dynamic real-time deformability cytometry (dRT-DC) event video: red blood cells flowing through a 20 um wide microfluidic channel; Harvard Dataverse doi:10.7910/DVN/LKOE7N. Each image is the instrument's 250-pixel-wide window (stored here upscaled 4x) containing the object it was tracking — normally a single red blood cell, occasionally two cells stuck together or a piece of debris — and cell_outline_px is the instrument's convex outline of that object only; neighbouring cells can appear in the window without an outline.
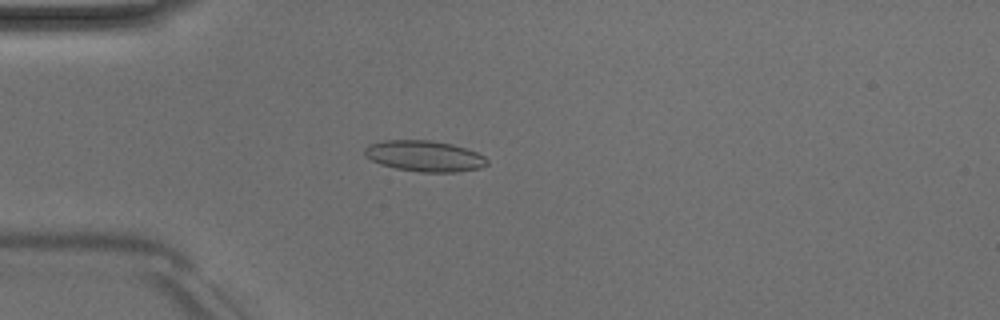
{"species": "Egyptian fruit bat (a non-hibernating species)", "species_latin": "Rousettus aegyptiacus", "temperature_condition": "room temperature", "stored_images_in_passage": 49, "camera_frame_rate_fps": 3000, "um_per_image_px": 0.085, "animal": {"sex": "male"}, "frame": {"image": 1, "passage_image": 13, "time_ms": 4.0, "image_size_px": [1000, 320], "cell_outline_px": [[488, 164], [480, 168], [456, 172], [420, 172], [396, 168], [380, 164], [364, 156], [364, 148], [368, 144], [384, 140], [428, 140], [452, 144], [476, 152], [484, 156], [488, 160]], "centroid_in_image_um": [36.06, 13.26], "position_along_channel_um": 48.9, "area_um2": 22.08}}
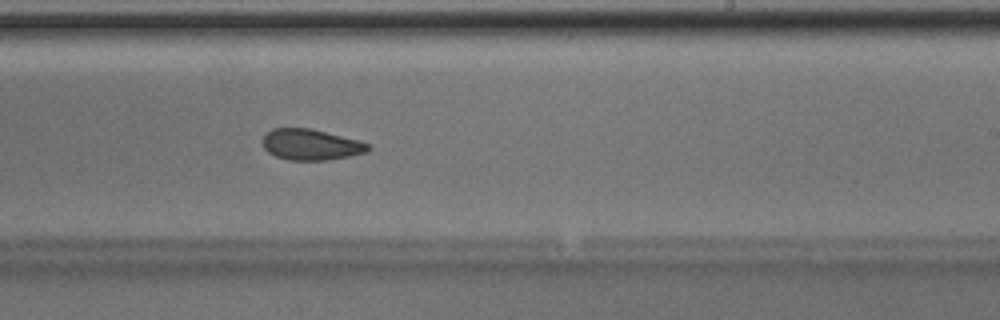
{"frame": {"image": 2, "passage_image": 30, "time_ms": 9.667, "image_size_px": [1000, 320], "cell_outline_px": [[372, 148], [368, 152], [328, 160], [288, 160], [276, 156], [268, 152], [264, 148], [264, 136], [272, 128], [308, 128], [360, 140], [372, 144]], "centroid_in_image_um": [26.48, 12.29], "position_along_channel_um": 262.5, "area_um2": 19.02}}
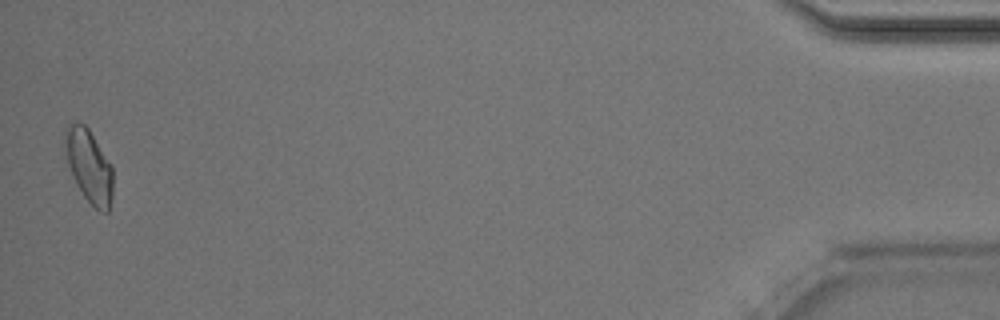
{"frame": {"image": 3, "passage_image": 49, "time_ms": 16.0, "image_size_px": [1000, 320], "cell_outline_px": [[112, 196], [108, 212], [100, 212], [84, 196], [76, 184], [72, 176], [68, 164], [64, 144], [64, 132], [76, 120], [84, 124], [88, 128], [112, 164]], "centroid_in_image_um": [7.57, 14.1], "position_along_channel_um": 427.6, "area_um2": 20.35}, "authors_computed_cell_mechanics": {"area_um2": 19.7098, "velocity_mm_per_s": 4.0201, "shape_relaxation_time_tau1_ms": null, "shape_relaxation_time_tau2_ms": 3.2528, "deformation_change_tau1": null, "deformation_change_tau2": 0.0897}}